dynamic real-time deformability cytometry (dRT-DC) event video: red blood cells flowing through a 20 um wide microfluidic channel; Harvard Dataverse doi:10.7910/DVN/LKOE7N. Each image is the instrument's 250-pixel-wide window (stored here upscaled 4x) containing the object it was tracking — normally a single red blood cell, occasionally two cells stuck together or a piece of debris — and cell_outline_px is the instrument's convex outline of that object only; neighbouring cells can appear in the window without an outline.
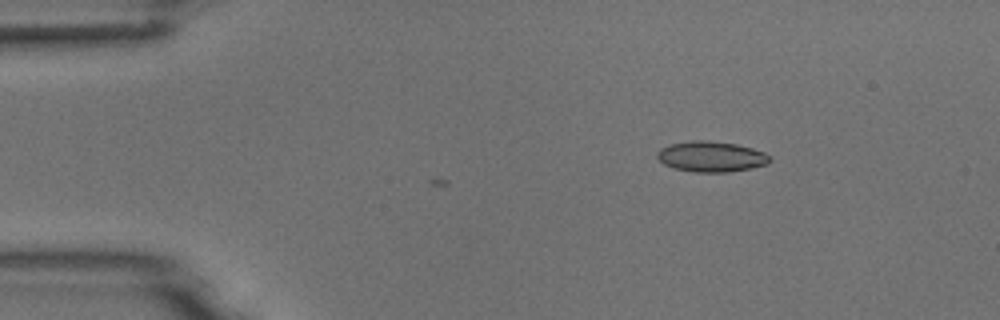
{"species": "common noctule bat (a hibernating species)", "species_latin": "Nyctalus noctula", "temperature_condition": "room temperature", "stored_images_in_passage": 3, "camera_frame_rate_fps": 3000, "um_per_image_px": 0.085, "animal": {"sex": "male", "body_mass_g": 18.8}, "frame": {"image": 1, "passage_image": 1, "time_ms": 0.0, "image_size_px": [1000, 320], "cell_outline_px": [[772, 160], [768, 164], [728, 172], [692, 172], [676, 168], [664, 164], [656, 156], [656, 152], [660, 148], [668, 144], [692, 140], [708, 140], [736, 144], [752, 148], [764, 152], [772, 156]], "centroid_in_image_um": [60.45, 13.3], "position_along_channel_um": 24.5, "area_um2": 20.17}}